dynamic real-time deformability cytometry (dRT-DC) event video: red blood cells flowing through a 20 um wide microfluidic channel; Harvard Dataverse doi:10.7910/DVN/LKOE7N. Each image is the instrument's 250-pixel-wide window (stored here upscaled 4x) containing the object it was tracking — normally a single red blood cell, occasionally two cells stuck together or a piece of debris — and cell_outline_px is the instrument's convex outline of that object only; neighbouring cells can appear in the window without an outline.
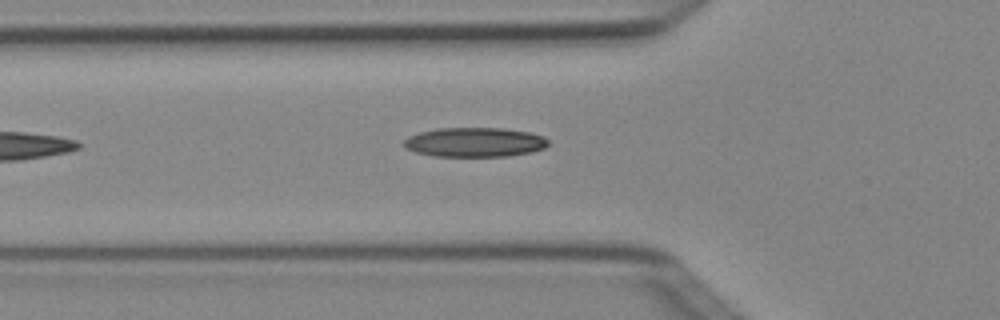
{"species": "Egyptian fruit bat (a non-hibernating species)", "species_latin": "Rousettus aegyptiacus", "temperature_condition": "cold", "stored_images_in_passage": 4, "camera_frame_rate_fps": 3000, "um_per_image_px": 0.085, "animal": {"sex": "female"}, "frame": {"image": 1, "passage_image": 4, "time_ms": 1.0, "image_size_px": [1000, 320], "cell_outline_px": [[548, 144], [544, 148], [532, 152], [508, 156], [432, 156], [416, 152], [404, 148], [404, 140], [408, 136], [420, 132], [436, 128], [500, 128], [528, 132], [544, 136], [548, 140]], "centroid_in_image_um": [40.33, 12.09], "position_along_channel_um": 85.5, "area_um2": 24.8}}